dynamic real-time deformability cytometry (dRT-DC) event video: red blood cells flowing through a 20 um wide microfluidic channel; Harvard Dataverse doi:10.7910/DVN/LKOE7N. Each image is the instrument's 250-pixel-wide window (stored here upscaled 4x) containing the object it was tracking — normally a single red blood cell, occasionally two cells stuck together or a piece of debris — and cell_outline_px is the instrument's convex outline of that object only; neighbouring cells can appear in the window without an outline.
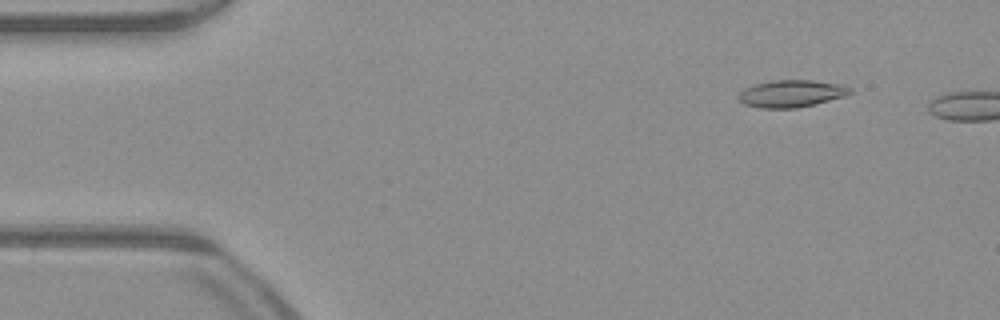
{"species": "common noctule bat (a hibernating species)", "species_latin": "Nyctalus noctula", "temperature_condition": "warm", "stored_images_in_passage": 8, "camera_frame_rate_fps": 3000, "um_per_image_px": 0.085, "animal": {"sex": "male", "body_mass_g": 23.1, "forearm_length_mm": 52.7}, "frame": {"image": 1, "passage_image": 5, "time_ms": 1.333, "image_size_px": [1000, 320], "cell_outline_px": [[852, 92], [844, 96], [816, 104], [796, 108], [760, 108], [744, 104], [736, 96], [744, 88], [752, 84], [772, 80], [812, 80], [844, 84], [852, 88]], "centroid_in_image_um": [67.26, 7.94], "position_along_channel_um": 17.7, "area_um2": 17.92}}